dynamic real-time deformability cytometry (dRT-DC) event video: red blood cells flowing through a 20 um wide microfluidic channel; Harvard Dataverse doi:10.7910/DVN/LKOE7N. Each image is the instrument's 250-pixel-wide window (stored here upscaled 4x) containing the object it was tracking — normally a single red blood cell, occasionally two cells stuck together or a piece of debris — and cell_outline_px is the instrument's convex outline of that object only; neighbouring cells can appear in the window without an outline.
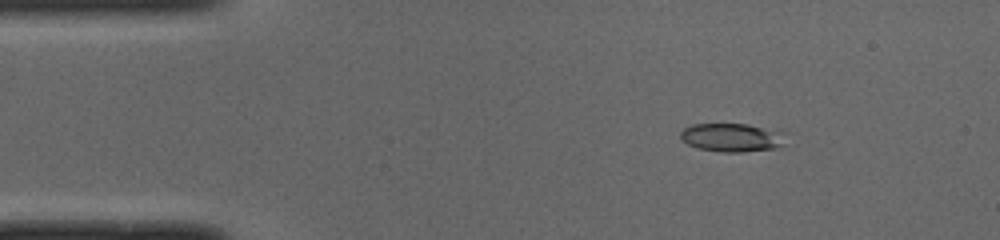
{"species": "common noctule bat (a hibernating species)", "species_latin": "Nyctalus noctula", "temperature_condition": "cold", "stored_images_in_passage": 50, "camera_frame_rate_fps": 3000, "um_per_image_px": 0.085, "animal": {"sex": "male", "body_mass_g": 19.0, "forearm_length_mm": 50.8}, "frame": {"image": 1, "passage_image": 7, "time_ms": 2.0, "image_size_px": [1000, 240], "cell_outline_px": [[788, 132], [784, 144], [776, 148], [740, 152], [720, 152], [696, 148], [680, 140], [680, 132], [684, 128], [692, 124], [748, 124]], "centroid_in_image_um": [62.24, 11.68], "position_along_channel_um": 22.8, "area_um2": 17.86}}
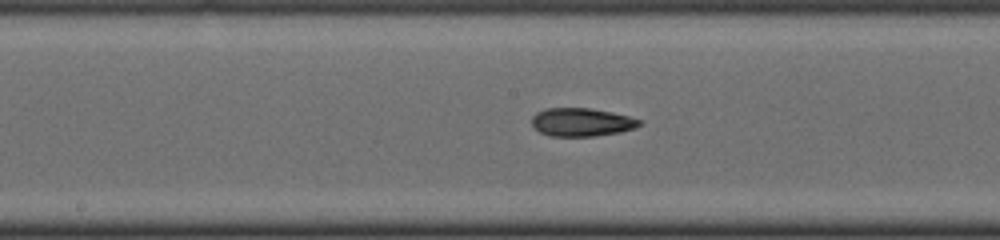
{"frame": {"image": 2, "passage_image": 25, "time_ms": 8.0, "image_size_px": [1000, 240], "cell_outline_px": [[644, 120], [636, 128], [620, 132], [596, 136], [552, 136], [540, 132], [532, 124], [532, 116], [536, 112], [548, 108], [592, 108], [612, 112]], "centroid_in_image_um": [49.47, 10.38], "position_along_channel_um": 198.7, "area_um2": 17.8}}
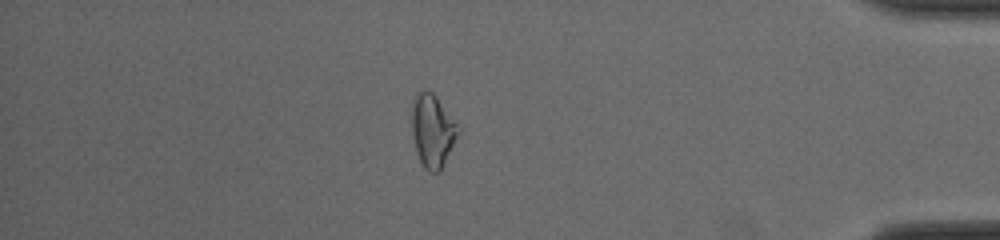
{"frame": {"image": 3, "passage_image": 43, "time_ms": 14.0, "image_size_px": [1000, 240], "cell_outline_px": [[460, 132], [440, 172], [428, 172], [424, 168], [416, 152], [412, 136], [412, 108], [416, 96], [420, 92], [432, 92], [436, 96], [460, 128]], "centroid_in_image_um": [36.78, 11.17], "position_along_channel_um": 398.4, "area_um2": 19.42}, "authors_computed_cell_mechanics": {"area_um2": 18.2648, "velocity_mm_per_s": 3.9951, "shape_relaxation_time_tau1_ms": null, "shape_relaxation_time_tau2_ms": 2.6876, "deformation_change_tau1": null, "deformation_change_tau2": 0.1014}}